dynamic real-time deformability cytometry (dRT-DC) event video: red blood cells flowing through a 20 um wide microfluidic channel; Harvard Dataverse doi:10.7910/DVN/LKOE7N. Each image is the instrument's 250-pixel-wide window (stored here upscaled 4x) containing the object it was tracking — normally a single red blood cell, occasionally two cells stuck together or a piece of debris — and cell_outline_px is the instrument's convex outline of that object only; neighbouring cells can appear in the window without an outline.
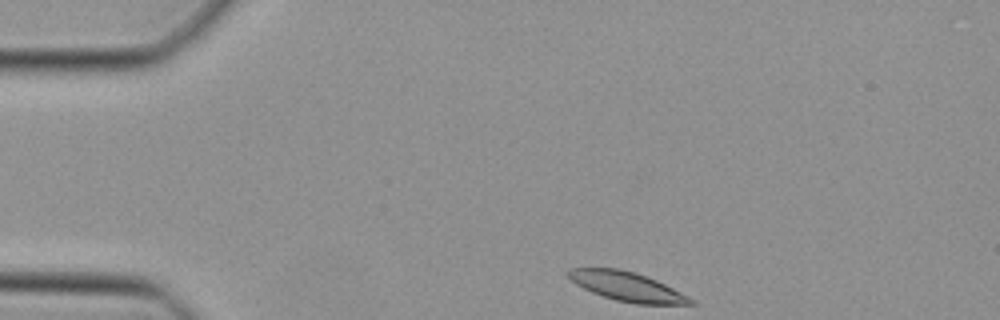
{"species": "Egyptian fruit bat (a non-hibernating species)", "species_latin": "Rousettus aegyptiacus", "temperature_condition": "cold", "stored_images_in_passage": 40, "camera_frame_rate_fps": 3000, "um_per_image_px": 0.085, "animal": {"sex": "female"}, "frame": {"image": 1, "passage_image": 1, "time_ms": 0.0, "image_size_px": [1000, 320], "cell_outline_px": [[696, 304], [636, 304], [616, 300], [592, 292], [576, 284], [564, 272], [568, 268], [616, 268], [636, 272], [656, 280], [696, 300]], "centroid_in_image_um": [53.28, 24.35], "position_along_channel_um": 31.7, "area_um2": 20.69}}
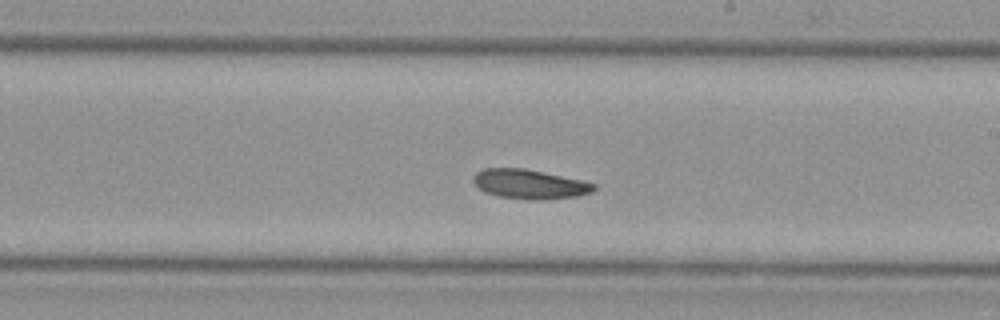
{"frame": {"image": 2, "passage_image": 20, "time_ms": 6.333, "image_size_px": [1000, 320], "cell_outline_px": [[596, 188], [592, 192], [576, 196], [540, 200], [528, 200], [500, 196], [484, 192], [472, 180], [472, 176], [476, 172], [484, 168], [524, 168], [580, 180], [596, 184]], "centroid_in_image_um": [44.99, 15.65], "position_along_channel_um": 244.0, "area_um2": 20.52}}
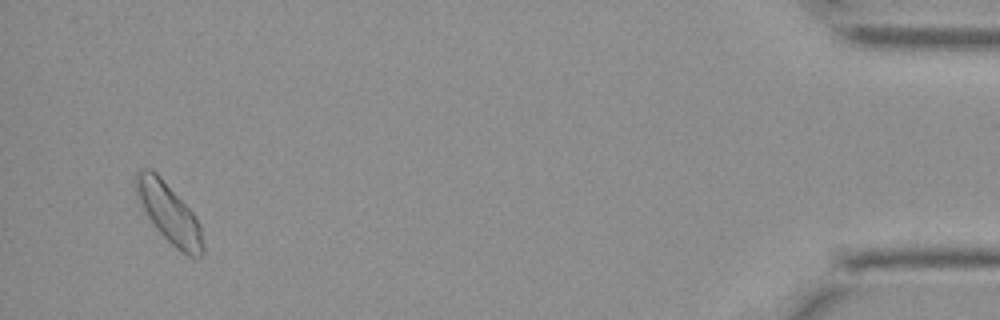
{"frame": {"image": 3, "passage_image": 38, "time_ms": 12.333, "image_size_px": [1000, 320], "cell_outline_px": [[204, 252], [196, 260], [188, 256], [176, 248], [156, 228], [136, 200], [132, 184], [136, 172], [140, 168], [152, 168], [156, 172], [196, 216], [200, 224], [204, 244]], "centroid_in_image_um": [14.32, 18.09], "position_along_channel_um": 420.9, "area_um2": 23.7}}